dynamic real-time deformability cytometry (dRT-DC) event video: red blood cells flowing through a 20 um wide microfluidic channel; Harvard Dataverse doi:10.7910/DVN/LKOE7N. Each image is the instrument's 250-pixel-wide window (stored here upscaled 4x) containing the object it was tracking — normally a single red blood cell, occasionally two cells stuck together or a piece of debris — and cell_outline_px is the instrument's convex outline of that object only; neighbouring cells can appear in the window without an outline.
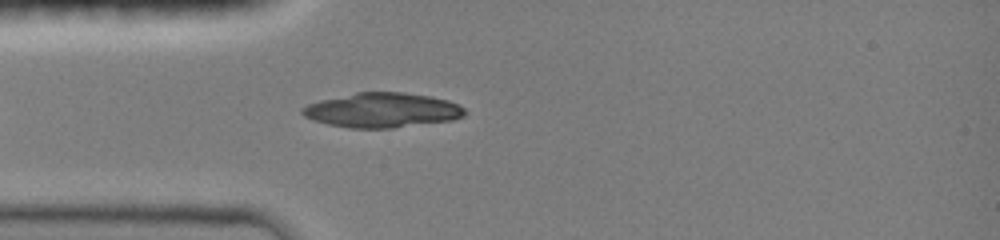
{"species": "common noctule bat (a hibernating species)", "species_latin": "Nyctalus noctula", "temperature_condition": "room temperature", "stored_images_in_passage": 4, "camera_frame_rate_fps": 3000, "um_per_image_px": 0.085, "animal": {"sex": "female", "body_mass_g": 19.0, "forearm_length_mm": 51.5}, "frame": {"image": 1, "passage_image": 4, "time_ms": 3.333, "image_size_px": [1000, 240], "cell_outline_px": [[468, 112], [464, 116], [452, 120], [392, 128], [348, 128], [328, 124], [312, 120], [304, 116], [300, 112], [300, 108], [308, 104], [320, 100], [356, 92], [404, 92], [432, 96], [448, 100], [460, 104]], "centroid_in_image_um": [32.5, 9.36], "position_along_channel_um": 52.5, "area_um2": 33.12}}